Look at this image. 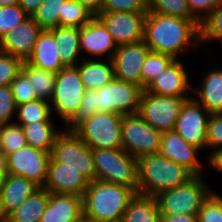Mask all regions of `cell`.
Listing matches in <instances>:
<instances>
[{
	"label": "cell",
	"mask_w": 222,
	"mask_h": 222,
	"mask_svg": "<svg viewBox=\"0 0 222 222\" xmlns=\"http://www.w3.org/2000/svg\"><path fill=\"white\" fill-rule=\"evenodd\" d=\"M17 105L10 85L0 87V123H12L15 116Z\"/></svg>",
	"instance_id": "cell-44"
},
{
	"label": "cell",
	"mask_w": 222,
	"mask_h": 222,
	"mask_svg": "<svg viewBox=\"0 0 222 222\" xmlns=\"http://www.w3.org/2000/svg\"><path fill=\"white\" fill-rule=\"evenodd\" d=\"M28 17L19 4L0 7V39Z\"/></svg>",
	"instance_id": "cell-38"
},
{
	"label": "cell",
	"mask_w": 222,
	"mask_h": 222,
	"mask_svg": "<svg viewBox=\"0 0 222 222\" xmlns=\"http://www.w3.org/2000/svg\"><path fill=\"white\" fill-rule=\"evenodd\" d=\"M65 1L44 0L31 17L43 30L54 29L59 26V14Z\"/></svg>",
	"instance_id": "cell-33"
},
{
	"label": "cell",
	"mask_w": 222,
	"mask_h": 222,
	"mask_svg": "<svg viewBox=\"0 0 222 222\" xmlns=\"http://www.w3.org/2000/svg\"><path fill=\"white\" fill-rule=\"evenodd\" d=\"M27 62L36 68L56 74L65 67L59 59L55 39L48 30H43L39 35Z\"/></svg>",
	"instance_id": "cell-24"
},
{
	"label": "cell",
	"mask_w": 222,
	"mask_h": 222,
	"mask_svg": "<svg viewBox=\"0 0 222 222\" xmlns=\"http://www.w3.org/2000/svg\"><path fill=\"white\" fill-rule=\"evenodd\" d=\"M201 175H194L183 185L160 192L154 198L160 215H198L203 201L212 192Z\"/></svg>",
	"instance_id": "cell-5"
},
{
	"label": "cell",
	"mask_w": 222,
	"mask_h": 222,
	"mask_svg": "<svg viewBox=\"0 0 222 222\" xmlns=\"http://www.w3.org/2000/svg\"><path fill=\"white\" fill-rule=\"evenodd\" d=\"M19 4V0H0V7Z\"/></svg>",
	"instance_id": "cell-52"
},
{
	"label": "cell",
	"mask_w": 222,
	"mask_h": 222,
	"mask_svg": "<svg viewBox=\"0 0 222 222\" xmlns=\"http://www.w3.org/2000/svg\"><path fill=\"white\" fill-rule=\"evenodd\" d=\"M50 192L43 188H37L21 205L12 211L5 222H40L41 216L46 210Z\"/></svg>",
	"instance_id": "cell-27"
},
{
	"label": "cell",
	"mask_w": 222,
	"mask_h": 222,
	"mask_svg": "<svg viewBox=\"0 0 222 222\" xmlns=\"http://www.w3.org/2000/svg\"><path fill=\"white\" fill-rule=\"evenodd\" d=\"M10 86L16 105L38 99L35 90L31 86V81L22 71L16 76Z\"/></svg>",
	"instance_id": "cell-42"
},
{
	"label": "cell",
	"mask_w": 222,
	"mask_h": 222,
	"mask_svg": "<svg viewBox=\"0 0 222 222\" xmlns=\"http://www.w3.org/2000/svg\"><path fill=\"white\" fill-rule=\"evenodd\" d=\"M146 14L147 12L101 11L96 17L119 46L143 41Z\"/></svg>",
	"instance_id": "cell-13"
},
{
	"label": "cell",
	"mask_w": 222,
	"mask_h": 222,
	"mask_svg": "<svg viewBox=\"0 0 222 222\" xmlns=\"http://www.w3.org/2000/svg\"><path fill=\"white\" fill-rule=\"evenodd\" d=\"M1 127H2V124L0 123V139H1Z\"/></svg>",
	"instance_id": "cell-56"
},
{
	"label": "cell",
	"mask_w": 222,
	"mask_h": 222,
	"mask_svg": "<svg viewBox=\"0 0 222 222\" xmlns=\"http://www.w3.org/2000/svg\"><path fill=\"white\" fill-rule=\"evenodd\" d=\"M122 117L118 113L97 112L73 132L91 149H122Z\"/></svg>",
	"instance_id": "cell-7"
},
{
	"label": "cell",
	"mask_w": 222,
	"mask_h": 222,
	"mask_svg": "<svg viewBox=\"0 0 222 222\" xmlns=\"http://www.w3.org/2000/svg\"><path fill=\"white\" fill-rule=\"evenodd\" d=\"M160 222H198L197 215H160Z\"/></svg>",
	"instance_id": "cell-47"
},
{
	"label": "cell",
	"mask_w": 222,
	"mask_h": 222,
	"mask_svg": "<svg viewBox=\"0 0 222 222\" xmlns=\"http://www.w3.org/2000/svg\"><path fill=\"white\" fill-rule=\"evenodd\" d=\"M198 222H222V196L214 191L203 201Z\"/></svg>",
	"instance_id": "cell-40"
},
{
	"label": "cell",
	"mask_w": 222,
	"mask_h": 222,
	"mask_svg": "<svg viewBox=\"0 0 222 222\" xmlns=\"http://www.w3.org/2000/svg\"><path fill=\"white\" fill-rule=\"evenodd\" d=\"M201 24L197 20L147 12L144 21V43L151 51L179 59L186 47L201 43Z\"/></svg>",
	"instance_id": "cell-1"
},
{
	"label": "cell",
	"mask_w": 222,
	"mask_h": 222,
	"mask_svg": "<svg viewBox=\"0 0 222 222\" xmlns=\"http://www.w3.org/2000/svg\"><path fill=\"white\" fill-rule=\"evenodd\" d=\"M23 61L20 58L0 51V87L11 85L21 72Z\"/></svg>",
	"instance_id": "cell-41"
},
{
	"label": "cell",
	"mask_w": 222,
	"mask_h": 222,
	"mask_svg": "<svg viewBox=\"0 0 222 222\" xmlns=\"http://www.w3.org/2000/svg\"><path fill=\"white\" fill-rule=\"evenodd\" d=\"M137 193L126 186L99 180L89 182L83 195V218L93 222H120Z\"/></svg>",
	"instance_id": "cell-2"
},
{
	"label": "cell",
	"mask_w": 222,
	"mask_h": 222,
	"mask_svg": "<svg viewBox=\"0 0 222 222\" xmlns=\"http://www.w3.org/2000/svg\"><path fill=\"white\" fill-rule=\"evenodd\" d=\"M202 43L222 40V5H218L212 13L201 23Z\"/></svg>",
	"instance_id": "cell-37"
},
{
	"label": "cell",
	"mask_w": 222,
	"mask_h": 222,
	"mask_svg": "<svg viewBox=\"0 0 222 222\" xmlns=\"http://www.w3.org/2000/svg\"><path fill=\"white\" fill-rule=\"evenodd\" d=\"M83 219V199L71 194L50 193L40 222H80Z\"/></svg>",
	"instance_id": "cell-21"
},
{
	"label": "cell",
	"mask_w": 222,
	"mask_h": 222,
	"mask_svg": "<svg viewBox=\"0 0 222 222\" xmlns=\"http://www.w3.org/2000/svg\"><path fill=\"white\" fill-rule=\"evenodd\" d=\"M37 188L39 187L36 184L23 176L6 173L0 195L4 217L6 218L19 205L26 201Z\"/></svg>",
	"instance_id": "cell-22"
},
{
	"label": "cell",
	"mask_w": 222,
	"mask_h": 222,
	"mask_svg": "<svg viewBox=\"0 0 222 222\" xmlns=\"http://www.w3.org/2000/svg\"><path fill=\"white\" fill-rule=\"evenodd\" d=\"M27 145L26 137L24 136L22 127L15 123L2 124L0 150L5 155L22 149Z\"/></svg>",
	"instance_id": "cell-35"
},
{
	"label": "cell",
	"mask_w": 222,
	"mask_h": 222,
	"mask_svg": "<svg viewBox=\"0 0 222 222\" xmlns=\"http://www.w3.org/2000/svg\"><path fill=\"white\" fill-rule=\"evenodd\" d=\"M149 51L144 41L119 45L111 59L115 78L142 87L141 67Z\"/></svg>",
	"instance_id": "cell-15"
},
{
	"label": "cell",
	"mask_w": 222,
	"mask_h": 222,
	"mask_svg": "<svg viewBox=\"0 0 222 222\" xmlns=\"http://www.w3.org/2000/svg\"><path fill=\"white\" fill-rule=\"evenodd\" d=\"M89 181L77 170L59 169V163L51 158L43 188L50 193L71 194L83 197Z\"/></svg>",
	"instance_id": "cell-20"
},
{
	"label": "cell",
	"mask_w": 222,
	"mask_h": 222,
	"mask_svg": "<svg viewBox=\"0 0 222 222\" xmlns=\"http://www.w3.org/2000/svg\"><path fill=\"white\" fill-rule=\"evenodd\" d=\"M101 11L148 12V1L104 0Z\"/></svg>",
	"instance_id": "cell-43"
},
{
	"label": "cell",
	"mask_w": 222,
	"mask_h": 222,
	"mask_svg": "<svg viewBox=\"0 0 222 222\" xmlns=\"http://www.w3.org/2000/svg\"><path fill=\"white\" fill-rule=\"evenodd\" d=\"M44 0H19V6L29 15L32 16L39 5Z\"/></svg>",
	"instance_id": "cell-49"
},
{
	"label": "cell",
	"mask_w": 222,
	"mask_h": 222,
	"mask_svg": "<svg viewBox=\"0 0 222 222\" xmlns=\"http://www.w3.org/2000/svg\"><path fill=\"white\" fill-rule=\"evenodd\" d=\"M210 113L193 97L181 107L174 131L187 143L202 150L207 148V122Z\"/></svg>",
	"instance_id": "cell-14"
},
{
	"label": "cell",
	"mask_w": 222,
	"mask_h": 222,
	"mask_svg": "<svg viewBox=\"0 0 222 222\" xmlns=\"http://www.w3.org/2000/svg\"><path fill=\"white\" fill-rule=\"evenodd\" d=\"M95 15L78 0H66L62 14H59V26L78 27L86 25Z\"/></svg>",
	"instance_id": "cell-32"
},
{
	"label": "cell",
	"mask_w": 222,
	"mask_h": 222,
	"mask_svg": "<svg viewBox=\"0 0 222 222\" xmlns=\"http://www.w3.org/2000/svg\"><path fill=\"white\" fill-rule=\"evenodd\" d=\"M200 85L191 91L198 94L195 100L210 114L222 113V69L208 71Z\"/></svg>",
	"instance_id": "cell-25"
},
{
	"label": "cell",
	"mask_w": 222,
	"mask_h": 222,
	"mask_svg": "<svg viewBox=\"0 0 222 222\" xmlns=\"http://www.w3.org/2000/svg\"><path fill=\"white\" fill-rule=\"evenodd\" d=\"M138 194L155 197L186 183L194 175L160 153L137 159Z\"/></svg>",
	"instance_id": "cell-3"
},
{
	"label": "cell",
	"mask_w": 222,
	"mask_h": 222,
	"mask_svg": "<svg viewBox=\"0 0 222 222\" xmlns=\"http://www.w3.org/2000/svg\"><path fill=\"white\" fill-rule=\"evenodd\" d=\"M50 154L26 145L5 157L6 173L20 175L43 187L47 178Z\"/></svg>",
	"instance_id": "cell-12"
},
{
	"label": "cell",
	"mask_w": 222,
	"mask_h": 222,
	"mask_svg": "<svg viewBox=\"0 0 222 222\" xmlns=\"http://www.w3.org/2000/svg\"><path fill=\"white\" fill-rule=\"evenodd\" d=\"M43 29L29 16L0 39V51L27 61Z\"/></svg>",
	"instance_id": "cell-16"
},
{
	"label": "cell",
	"mask_w": 222,
	"mask_h": 222,
	"mask_svg": "<svg viewBox=\"0 0 222 222\" xmlns=\"http://www.w3.org/2000/svg\"><path fill=\"white\" fill-rule=\"evenodd\" d=\"M208 158L210 166H212L213 169L222 172V147L213 149Z\"/></svg>",
	"instance_id": "cell-48"
},
{
	"label": "cell",
	"mask_w": 222,
	"mask_h": 222,
	"mask_svg": "<svg viewBox=\"0 0 222 222\" xmlns=\"http://www.w3.org/2000/svg\"><path fill=\"white\" fill-rule=\"evenodd\" d=\"M79 38L82 55L87 52L98 59L102 55L112 59L118 47L107 28L96 16L80 28Z\"/></svg>",
	"instance_id": "cell-19"
},
{
	"label": "cell",
	"mask_w": 222,
	"mask_h": 222,
	"mask_svg": "<svg viewBox=\"0 0 222 222\" xmlns=\"http://www.w3.org/2000/svg\"><path fill=\"white\" fill-rule=\"evenodd\" d=\"M85 90L77 66L62 68L56 74L51 112H57L66 125L78 112Z\"/></svg>",
	"instance_id": "cell-8"
},
{
	"label": "cell",
	"mask_w": 222,
	"mask_h": 222,
	"mask_svg": "<svg viewBox=\"0 0 222 222\" xmlns=\"http://www.w3.org/2000/svg\"><path fill=\"white\" fill-rule=\"evenodd\" d=\"M200 149L187 143L178 133L168 131L161 133L159 153L171 161L184 166L193 175H202L203 166L199 157Z\"/></svg>",
	"instance_id": "cell-17"
},
{
	"label": "cell",
	"mask_w": 222,
	"mask_h": 222,
	"mask_svg": "<svg viewBox=\"0 0 222 222\" xmlns=\"http://www.w3.org/2000/svg\"><path fill=\"white\" fill-rule=\"evenodd\" d=\"M183 65L179 59H174L145 91L160 96L192 98L185 94L187 90L193 89V86Z\"/></svg>",
	"instance_id": "cell-18"
},
{
	"label": "cell",
	"mask_w": 222,
	"mask_h": 222,
	"mask_svg": "<svg viewBox=\"0 0 222 222\" xmlns=\"http://www.w3.org/2000/svg\"><path fill=\"white\" fill-rule=\"evenodd\" d=\"M95 180L119 184L138 194L137 159L124 149H92Z\"/></svg>",
	"instance_id": "cell-4"
},
{
	"label": "cell",
	"mask_w": 222,
	"mask_h": 222,
	"mask_svg": "<svg viewBox=\"0 0 222 222\" xmlns=\"http://www.w3.org/2000/svg\"><path fill=\"white\" fill-rule=\"evenodd\" d=\"M191 15L201 24L218 6L222 0H187ZM203 13H200V12ZM199 13V14H198Z\"/></svg>",
	"instance_id": "cell-46"
},
{
	"label": "cell",
	"mask_w": 222,
	"mask_h": 222,
	"mask_svg": "<svg viewBox=\"0 0 222 222\" xmlns=\"http://www.w3.org/2000/svg\"><path fill=\"white\" fill-rule=\"evenodd\" d=\"M87 9H89L95 16L101 12L104 0H78Z\"/></svg>",
	"instance_id": "cell-50"
},
{
	"label": "cell",
	"mask_w": 222,
	"mask_h": 222,
	"mask_svg": "<svg viewBox=\"0 0 222 222\" xmlns=\"http://www.w3.org/2000/svg\"><path fill=\"white\" fill-rule=\"evenodd\" d=\"M96 114V90H85L81 105L75 116L65 125L66 130L73 131L80 123Z\"/></svg>",
	"instance_id": "cell-39"
},
{
	"label": "cell",
	"mask_w": 222,
	"mask_h": 222,
	"mask_svg": "<svg viewBox=\"0 0 222 222\" xmlns=\"http://www.w3.org/2000/svg\"><path fill=\"white\" fill-rule=\"evenodd\" d=\"M50 158L59 169L77 170L89 182L95 180L92 149L73 131L64 129L56 138Z\"/></svg>",
	"instance_id": "cell-6"
},
{
	"label": "cell",
	"mask_w": 222,
	"mask_h": 222,
	"mask_svg": "<svg viewBox=\"0 0 222 222\" xmlns=\"http://www.w3.org/2000/svg\"><path fill=\"white\" fill-rule=\"evenodd\" d=\"M0 173H6L5 155L0 151Z\"/></svg>",
	"instance_id": "cell-51"
},
{
	"label": "cell",
	"mask_w": 222,
	"mask_h": 222,
	"mask_svg": "<svg viewBox=\"0 0 222 222\" xmlns=\"http://www.w3.org/2000/svg\"><path fill=\"white\" fill-rule=\"evenodd\" d=\"M173 60L170 55L150 50L141 67L142 88L145 90Z\"/></svg>",
	"instance_id": "cell-34"
},
{
	"label": "cell",
	"mask_w": 222,
	"mask_h": 222,
	"mask_svg": "<svg viewBox=\"0 0 222 222\" xmlns=\"http://www.w3.org/2000/svg\"><path fill=\"white\" fill-rule=\"evenodd\" d=\"M6 218L4 217L2 207H1V202H0V222H4Z\"/></svg>",
	"instance_id": "cell-54"
},
{
	"label": "cell",
	"mask_w": 222,
	"mask_h": 222,
	"mask_svg": "<svg viewBox=\"0 0 222 222\" xmlns=\"http://www.w3.org/2000/svg\"><path fill=\"white\" fill-rule=\"evenodd\" d=\"M207 147H222V113H211L207 122Z\"/></svg>",
	"instance_id": "cell-45"
},
{
	"label": "cell",
	"mask_w": 222,
	"mask_h": 222,
	"mask_svg": "<svg viewBox=\"0 0 222 222\" xmlns=\"http://www.w3.org/2000/svg\"><path fill=\"white\" fill-rule=\"evenodd\" d=\"M21 71L31 81L37 97L50 102L54 92L56 73L36 68L27 61L23 62Z\"/></svg>",
	"instance_id": "cell-30"
},
{
	"label": "cell",
	"mask_w": 222,
	"mask_h": 222,
	"mask_svg": "<svg viewBox=\"0 0 222 222\" xmlns=\"http://www.w3.org/2000/svg\"><path fill=\"white\" fill-rule=\"evenodd\" d=\"M15 123L26 125L29 123L52 122V112L50 103L43 99H36L17 105Z\"/></svg>",
	"instance_id": "cell-31"
},
{
	"label": "cell",
	"mask_w": 222,
	"mask_h": 222,
	"mask_svg": "<svg viewBox=\"0 0 222 222\" xmlns=\"http://www.w3.org/2000/svg\"><path fill=\"white\" fill-rule=\"evenodd\" d=\"M148 11L165 16L196 20L190 13L187 0H147Z\"/></svg>",
	"instance_id": "cell-36"
},
{
	"label": "cell",
	"mask_w": 222,
	"mask_h": 222,
	"mask_svg": "<svg viewBox=\"0 0 222 222\" xmlns=\"http://www.w3.org/2000/svg\"><path fill=\"white\" fill-rule=\"evenodd\" d=\"M5 176H6V173H0V195H1V192H2Z\"/></svg>",
	"instance_id": "cell-53"
},
{
	"label": "cell",
	"mask_w": 222,
	"mask_h": 222,
	"mask_svg": "<svg viewBox=\"0 0 222 222\" xmlns=\"http://www.w3.org/2000/svg\"><path fill=\"white\" fill-rule=\"evenodd\" d=\"M81 58L82 61L76 66L86 90H97L115 78L111 59L102 61L93 59V57L89 59L82 56Z\"/></svg>",
	"instance_id": "cell-23"
},
{
	"label": "cell",
	"mask_w": 222,
	"mask_h": 222,
	"mask_svg": "<svg viewBox=\"0 0 222 222\" xmlns=\"http://www.w3.org/2000/svg\"><path fill=\"white\" fill-rule=\"evenodd\" d=\"M122 149L136 159L160 151L161 133L138 114L123 115L121 126Z\"/></svg>",
	"instance_id": "cell-10"
},
{
	"label": "cell",
	"mask_w": 222,
	"mask_h": 222,
	"mask_svg": "<svg viewBox=\"0 0 222 222\" xmlns=\"http://www.w3.org/2000/svg\"><path fill=\"white\" fill-rule=\"evenodd\" d=\"M53 122H38L22 125L27 145L51 153L55 140L61 133Z\"/></svg>",
	"instance_id": "cell-29"
},
{
	"label": "cell",
	"mask_w": 222,
	"mask_h": 222,
	"mask_svg": "<svg viewBox=\"0 0 222 222\" xmlns=\"http://www.w3.org/2000/svg\"><path fill=\"white\" fill-rule=\"evenodd\" d=\"M80 222H93V221H90V220H87V219L83 218Z\"/></svg>",
	"instance_id": "cell-55"
},
{
	"label": "cell",
	"mask_w": 222,
	"mask_h": 222,
	"mask_svg": "<svg viewBox=\"0 0 222 222\" xmlns=\"http://www.w3.org/2000/svg\"><path fill=\"white\" fill-rule=\"evenodd\" d=\"M55 39L58 47V56L62 64L67 66H76L80 51V28L58 26L48 30Z\"/></svg>",
	"instance_id": "cell-26"
},
{
	"label": "cell",
	"mask_w": 222,
	"mask_h": 222,
	"mask_svg": "<svg viewBox=\"0 0 222 222\" xmlns=\"http://www.w3.org/2000/svg\"><path fill=\"white\" fill-rule=\"evenodd\" d=\"M144 89L114 78L96 90V113L137 114Z\"/></svg>",
	"instance_id": "cell-9"
},
{
	"label": "cell",
	"mask_w": 222,
	"mask_h": 222,
	"mask_svg": "<svg viewBox=\"0 0 222 222\" xmlns=\"http://www.w3.org/2000/svg\"><path fill=\"white\" fill-rule=\"evenodd\" d=\"M188 99L160 96L144 90L137 114L160 133L173 131L181 107Z\"/></svg>",
	"instance_id": "cell-11"
},
{
	"label": "cell",
	"mask_w": 222,
	"mask_h": 222,
	"mask_svg": "<svg viewBox=\"0 0 222 222\" xmlns=\"http://www.w3.org/2000/svg\"><path fill=\"white\" fill-rule=\"evenodd\" d=\"M120 222H160V213L154 197L136 194Z\"/></svg>",
	"instance_id": "cell-28"
}]
</instances>
